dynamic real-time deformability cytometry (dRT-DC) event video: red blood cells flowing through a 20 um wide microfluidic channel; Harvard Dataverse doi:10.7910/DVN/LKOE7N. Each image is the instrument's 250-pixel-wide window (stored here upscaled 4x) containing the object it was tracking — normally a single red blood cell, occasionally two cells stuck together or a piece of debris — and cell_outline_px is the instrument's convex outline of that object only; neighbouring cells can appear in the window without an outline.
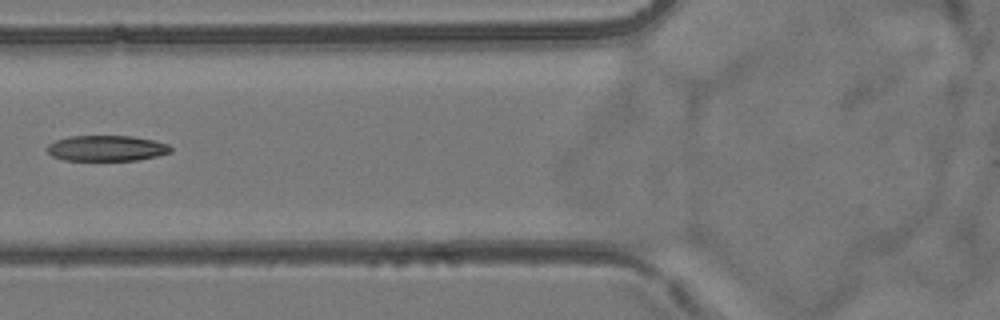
{"species": "common noctule bat (a hibernating species)", "species_latin": "Nyctalus noctula", "temperature_condition": "room temperature", "stored_images_in_passage": 8, "camera_frame_rate_fps": 3000, "um_per_image_px": 0.085, "animal": {"sex": "female", "body_mass_g": 24.6, "forearm_length_mm": 56.2}, "frame": {"image": 1, "passage_image": 7, "time_ms": 7.0, "image_size_px": [1000, 320], "cell_outline_px": [[172, 152], [156, 156], [136, 160], [64, 160], [52, 156], [44, 148], [48, 144], [56, 140], [68, 136], [132, 136], [152, 140], [168, 144], [172, 148]], "centroid_in_image_um": [9.02, 12.6], "position_along_channel_um": 116.8, "area_um2": 18.5}}
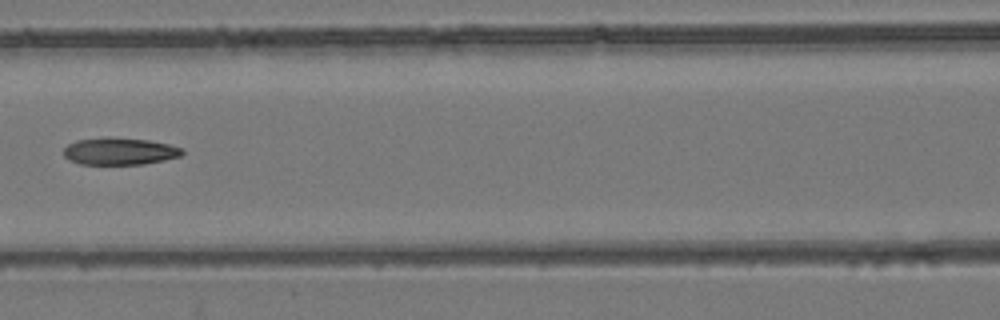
{"frame": {"image": 2, "passage_image": 8, "time_ms": 8.0, "image_size_px": [1000, 320], "cell_outline_px": [[184, 152], [180, 156], [164, 160], [144, 164], [80, 164], [68, 160], [64, 156], [64, 148], [68, 144], [76, 140], [148, 140], [168, 144], [180, 148]], "centroid_in_image_um": [10.16, 12.91], "position_along_channel_um": 156.4, "area_um2": 17.8}}